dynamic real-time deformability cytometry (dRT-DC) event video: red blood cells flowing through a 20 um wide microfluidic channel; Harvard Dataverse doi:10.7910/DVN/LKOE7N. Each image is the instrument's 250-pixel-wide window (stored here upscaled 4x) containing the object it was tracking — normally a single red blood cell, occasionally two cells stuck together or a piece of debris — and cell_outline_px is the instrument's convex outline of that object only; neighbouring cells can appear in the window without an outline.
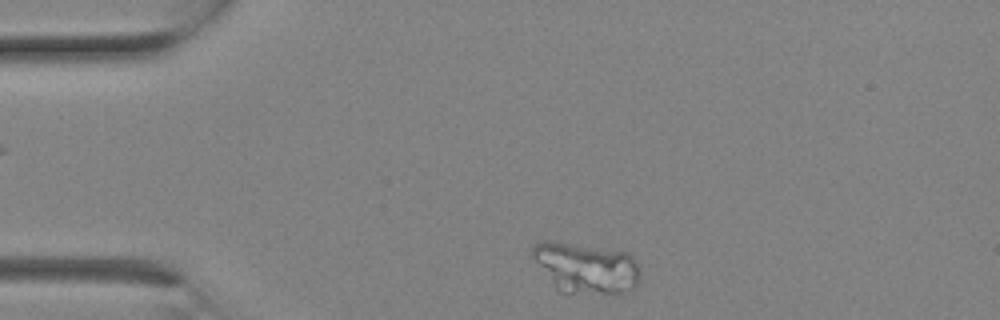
{"species": "Egyptian fruit bat (a non-hibernating species)", "species_latin": "Rousettus aegyptiacus", "temperature_condition": "room temperature", "stored_images_in_passage": 2, "camera_frame_rate_fps": 3000, "um_per_image_px": 0.085, "animal": {"sex": "female"}, "frame": {"image": 1, "passage_image": 2, "time_ms": 0.333, "image_size_px": [1000, 320], "cell_outline_px": [[640, 280], [636, 284], [620, 292], [560, 292], [556, 288], [532, 256], [532, 248], [540, 240], [548, 240], [628, 252], [636, 260], [640, 268]], "centroid_in_image_um": [49.82, 22.72], "position_along_channel_um": 35.2, "area_um2": 30.98}}